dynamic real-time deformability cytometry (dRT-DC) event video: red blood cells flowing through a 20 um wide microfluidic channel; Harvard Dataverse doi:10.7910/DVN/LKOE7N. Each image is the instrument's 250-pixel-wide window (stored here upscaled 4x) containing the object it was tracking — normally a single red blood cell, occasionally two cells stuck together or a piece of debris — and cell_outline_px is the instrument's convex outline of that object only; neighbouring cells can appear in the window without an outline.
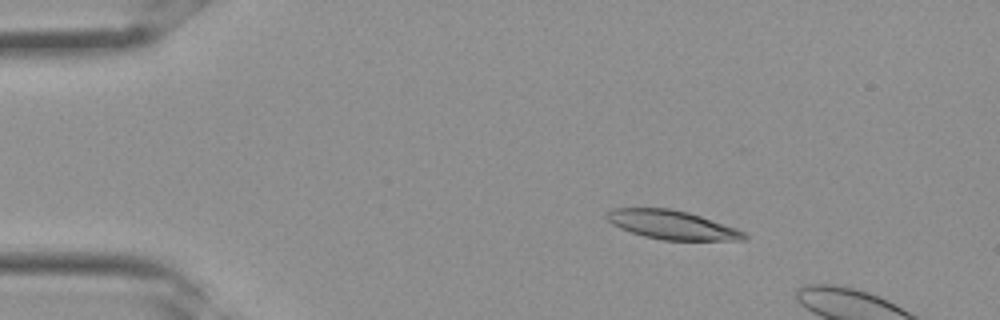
{"species": "Egyptian fruit bat (a non-hibernating species)", "species_latin": "Rousettus aegyptiacus", "temperature_condition": "room temperature", "stored_images_in_passage": 9, "camera_frame_rate_fps": 3000, "um_per_image_px": 0.085, "frame": {"image": 1, "passage_image": 6, "time_ms": 1.667, "image_size_px": [1000, 320], "cell_outline_px": [[748, 240], [664, 240], [644, 236], [620, 228], [612, 224], [604, 216], [604, 212], [612, 208], [668, 208], [688, 212], [736, 228], [744, 232], [748, 236]], "centroid_in_image_um": [57.09, 19.11], "position_along_channel_um": 27.9, "area_um2": 23.06}}